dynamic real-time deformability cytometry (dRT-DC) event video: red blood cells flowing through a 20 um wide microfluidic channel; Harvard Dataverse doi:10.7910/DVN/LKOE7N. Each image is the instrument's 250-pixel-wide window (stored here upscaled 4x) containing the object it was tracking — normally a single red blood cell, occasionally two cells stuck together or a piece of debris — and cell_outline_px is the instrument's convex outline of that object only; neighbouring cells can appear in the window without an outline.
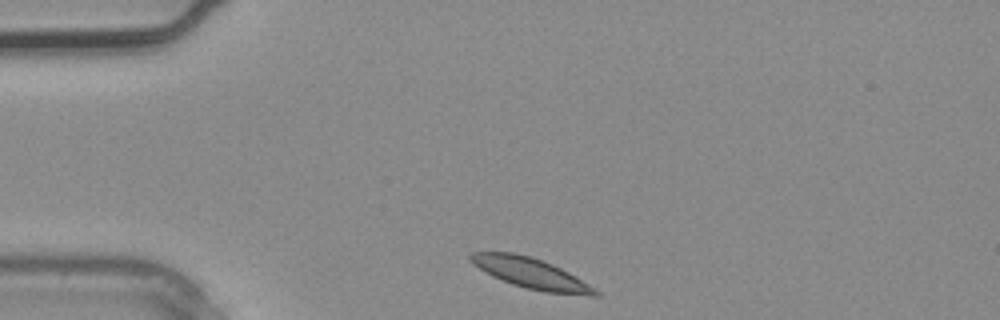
{"species": "common noctule bat (a hibernating species)", "species_latin": "Nyctalus noctula", "temperature_condition": "warm", "stored_images_in_passage": 2, "segment_of_instrument_passage": [1, 2], "camera_frame_rate_fps": 3000, "um_per_image_px": 0.085, "animal": {"sex": "male", "body_mass_g": 20.4}, "frame": {"image": 1, "passage_image": 1, "time_ms": 0.0, "image_size_px": [1000, 320], "cell_outline_px": [[600, 296], [592, 296], [544, 292], [512, 284], [492, 276], [484, 272], [472, 264], [468, 260], [468, 256], [472, 252], [512, 252], [528, 256], [552, 264], [568, 272], [596, 288], [600, 292]], "centroid_in_image_um": [45.11, 23.23], "position_along_channel_um": 39.9, "area_um2": 22.14}}